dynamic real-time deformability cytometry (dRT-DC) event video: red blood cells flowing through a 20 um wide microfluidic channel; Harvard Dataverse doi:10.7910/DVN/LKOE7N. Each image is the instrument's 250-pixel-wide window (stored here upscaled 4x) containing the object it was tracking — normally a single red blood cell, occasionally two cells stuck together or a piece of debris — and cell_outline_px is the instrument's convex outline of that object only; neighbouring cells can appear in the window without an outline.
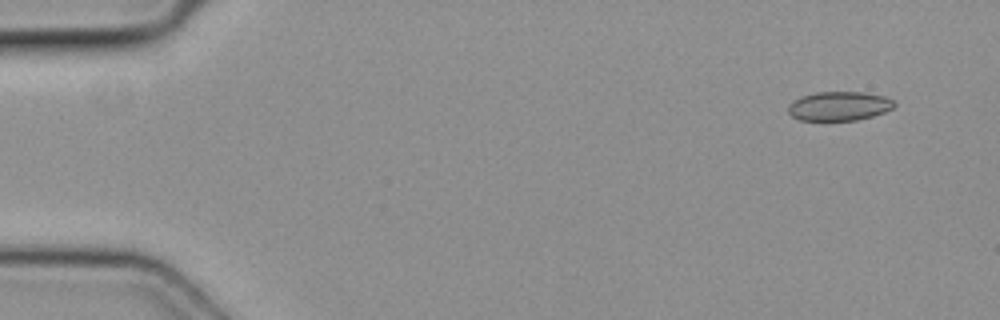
{"species": "common noctule bat (a hibernating species)", "species_latin": "Nyctalus noctula", "temperature_condition": "cold", "stored_images_in_passage": 4, "camera_frame_rate_fps": 3000, "um_per_image_px": 0.085, "animal": {"sex": "female", "body_mass_g": 19.3, "forearm_length_mm": 54.1}, "frame": {"image": 1, "passage_image": 1, "time_ms": 0.0, "image_size_px": [1000, 320], "cell_outline_px": [[896, 104], [892, 108], [884, 112], [872, 116], [856, 120], [800, 120], [792, 116], [788, 112], [788, 104], [800, 96], [816, 92], [864, 92], [884, 96], [892, 100]], "centroid_in_image_um": [71.3, 9.01], "position_along_channel_um": 13.7, "area_um2": 17.98}}
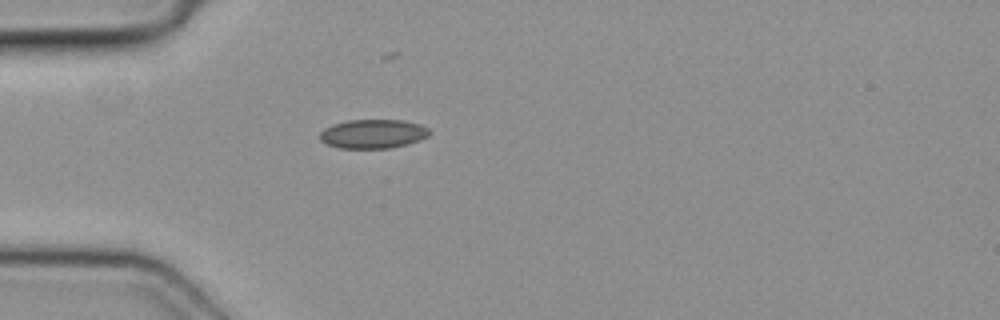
{"frame": {"image": 2, "passage_image": 4, "time_ms": 1.0, "image_size_px": [1000, 320], "cell_outline_px": [[432, 132], [428, 136], [420, 140], [388, 148], [340, 148], [328, 144], [320, 140], [320, 132], [324, 128], [332, 124], [348, 120], [404, 120], [420, 124], [428, 128]], "centroid_in_image_um": [31.71, 11.36], "position_along_channel_um": 53.3, "area_um2": 18.5}}